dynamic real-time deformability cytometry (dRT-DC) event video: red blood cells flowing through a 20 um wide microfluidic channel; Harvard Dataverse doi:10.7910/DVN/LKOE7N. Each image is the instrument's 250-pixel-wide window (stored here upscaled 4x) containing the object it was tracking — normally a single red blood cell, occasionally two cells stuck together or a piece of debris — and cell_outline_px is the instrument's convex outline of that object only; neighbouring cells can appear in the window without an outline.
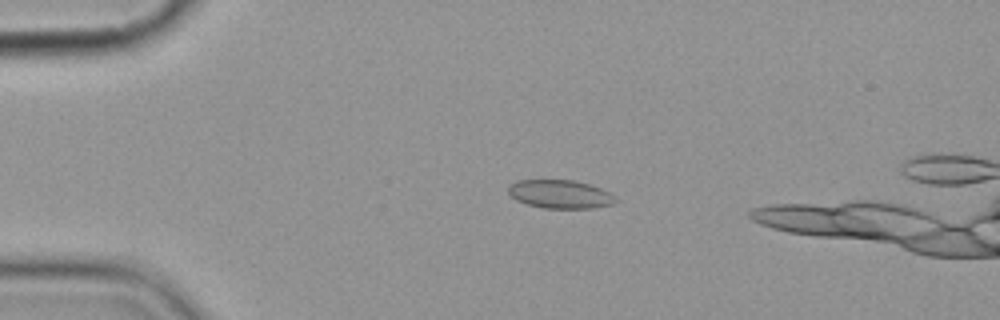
{"species": "common noctule bat (a hibernating species)", "species_latin": "Nyctalus noctula", "temperature_condition": "cold", "stored_images_in_passage": 4, "camera_frame_rate_fps": 3000, "um_per_image_px": 0.085, "animal": {"sex": "female", "body_mass_g": 19.9}, "frame": {"image": 1, "passage_image": 3, "time_ms": 2.333, "image_size_px": [1000, 320], "cell_outline_px": [[620, 200], [616, 204], [592, 208], [544, 208], [528, 204], [516, 200], [508, 192], [508, 188], [512, 184], [520, 180], [576, 180], [600, 188], [608, 192]], "centroid_in_image_um": [47.67, 16.51], "position_along_channel_um": 37.3, "area_um2": 17.74}}